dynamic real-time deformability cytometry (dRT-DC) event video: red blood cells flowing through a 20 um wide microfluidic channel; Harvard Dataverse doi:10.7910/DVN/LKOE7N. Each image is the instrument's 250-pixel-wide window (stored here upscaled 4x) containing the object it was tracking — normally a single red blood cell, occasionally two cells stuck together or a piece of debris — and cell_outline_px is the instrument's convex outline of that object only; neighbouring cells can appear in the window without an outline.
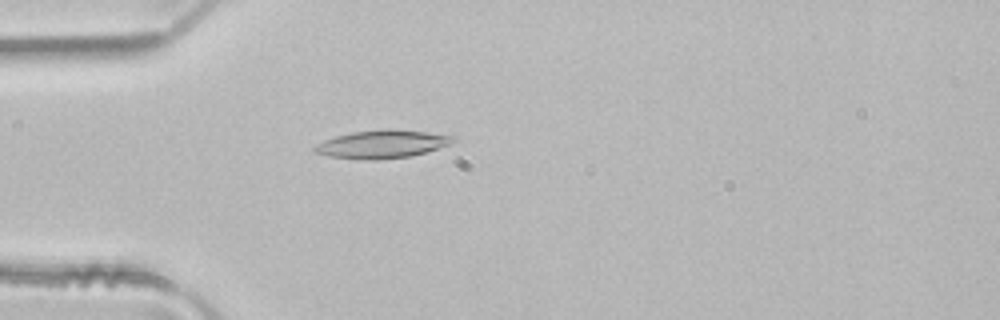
{"species": "common noctule bat (a hibernating species)", "species_latin": "Nyctalus noctula", "temperature_condition": "room temperature", "stored_images_in_passage": 1, "camera_frame_rate_fps": 3000, "um_per_image_px": 0.085, "animal": {"sex": "male", "body_mass_g": 21.5, "forearm_length_mm": 52.0}, "frame": {"image": 1, "passage_image": 1, "time_ms": 0.0, "image_size_px": [1000, 320], "cell_outline_px": [[456, 140], [448, 144], [424, 152], [408, 156], [376, 160], [360, 160], [328, 156], [312, 152], [312, 148], [316, 144], [324, 140], [336, 136], [352, 132], [384, 128], [388, 128], [424, 132], [456, 136]], "centroid_in_image_um": [32.39, 12.25], "position_along_channel_um": 52.6, "area_um2": 22.6}}